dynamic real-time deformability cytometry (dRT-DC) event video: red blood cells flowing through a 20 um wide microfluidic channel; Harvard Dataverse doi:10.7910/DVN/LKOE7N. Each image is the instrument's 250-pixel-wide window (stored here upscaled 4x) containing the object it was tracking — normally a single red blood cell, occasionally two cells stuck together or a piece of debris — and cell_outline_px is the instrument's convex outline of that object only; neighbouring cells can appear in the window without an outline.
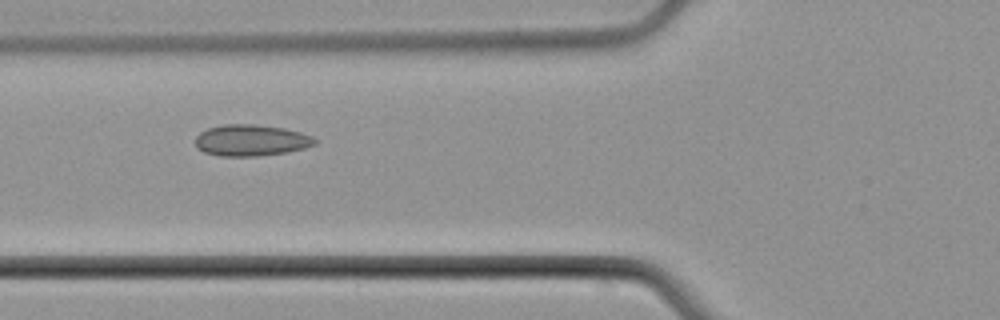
{"species": "common noctule bat (a hibernating species)", "species_latin": "Nyctalus noctula", "temperature_condition": "cold", "stored_images_in_passage": 6, "camera_frame_rate_fps": 3000, "um_per_image_px": 0.085, "animal": {"sex": "male", "body_mass_g": 21.5, "forearm_length_mm": 52.0}, "frame": {"image": 1, "passage_image": 5, "time_ms": 5.667, "image_size_px": [1000, 320], "cell_outline_px": [[316, 144], [304, 148], [288, 152], [260, 156], [220, 156], [204, 152], [196, 148], [196, 136], [200, 132], [208, 128], [224, 124], [256, 124], [284, 128], [300, 132], [312, 136], [316, 140]], "centroid_in_image_um": [21.34, 11.93], "position_along_channel_um": 104.5, "area_um2": 21.96}}
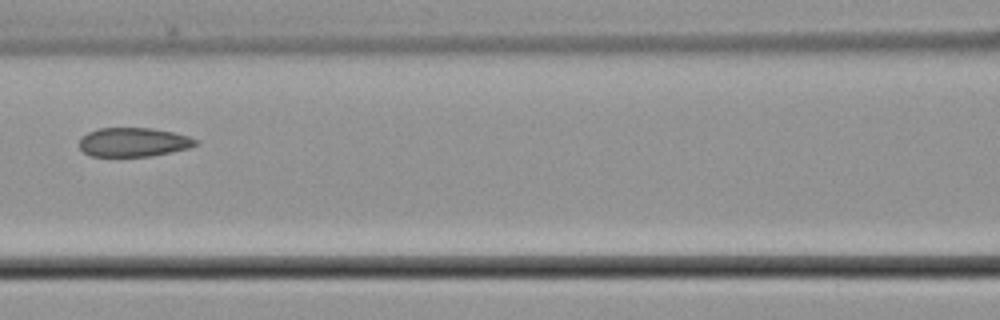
{"frame": {"image": 2, "passage_image": 6, "time_ms": 7.0, "image_size_px": [1000, 320], "cell_outline_px": [[200, 144], [188, 148], [152, 156], [92, 156], [84, 152], [80, 148], [80, 140], [88, 132], [100, 128], [152, 128], [172, 132], [188, 136], [200, 140]], "centroid_in_image_um": [11.39, 12.08], "position_along_channel_um": 155.2, "area_um2": 19.59}}